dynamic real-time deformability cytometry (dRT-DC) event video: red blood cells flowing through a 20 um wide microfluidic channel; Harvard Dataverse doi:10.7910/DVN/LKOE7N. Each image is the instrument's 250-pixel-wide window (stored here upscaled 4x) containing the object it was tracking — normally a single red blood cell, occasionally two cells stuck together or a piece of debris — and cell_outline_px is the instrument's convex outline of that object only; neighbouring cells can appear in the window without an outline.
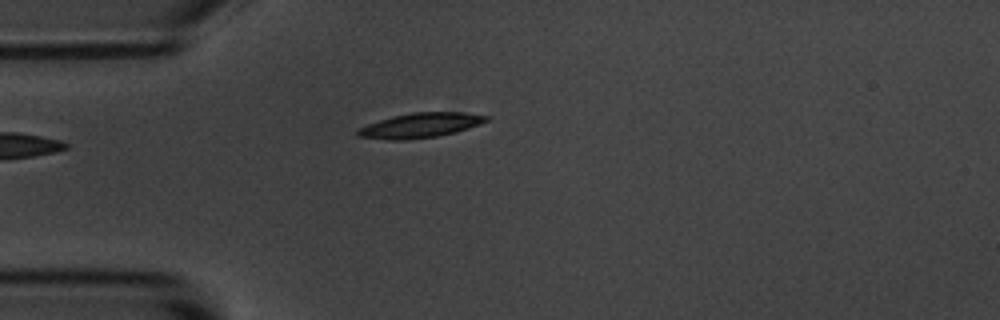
{"species": "common noctule bat (a hibernating species)", "species_latin": "Nyctalus noctula", "temperature_condition": "room temperature", "stored_images_in_passage": 5, "camera_frame_rate_fps": 3000, "um_per_image_px": 0.085, "animal": {"sex": "male", "body_mass_g": 20.1, "forearm_length_mm": 53.5}, "frame": {"image": 1, "passage_image": 5, "time_ms": 4.667, "image_size_px": [1000, 320], "cell_outline_px": [[488, 120], [480, 124], [456, 132], [436, 136], [408, 140], [388, 140], [356, 136], [356, 128], [392, 116], [412, 112], [464, 112], [488, 116]], "centroid_in_image_um": [35.69, 10.66], "position_along_channel_um": 49.3, "area_um2": 18.61}}